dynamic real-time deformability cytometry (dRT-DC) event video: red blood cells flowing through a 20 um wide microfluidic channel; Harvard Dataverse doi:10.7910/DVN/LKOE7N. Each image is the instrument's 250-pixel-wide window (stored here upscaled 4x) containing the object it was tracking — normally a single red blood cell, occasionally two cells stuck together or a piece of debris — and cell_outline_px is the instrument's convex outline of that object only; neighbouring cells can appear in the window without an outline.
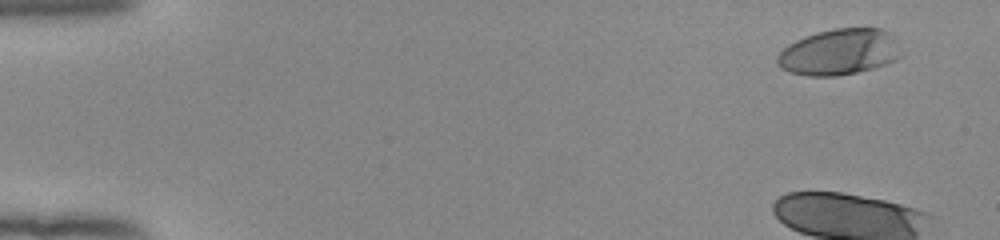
{"species": "human", "species_latin": "Homo sapiens", "temperature_condition": "room temperature", "stored_images_in_passage": 20, "camera_frame_rate_fps": 3000, "um_per_image_px": 0.085, "donor": {"sex": "female"}, "frame": {"image": 1, "passage_image": 4, "time_ms": 1.0, "image_size_px": [1000, 240], "cell_outline_px": [[900, 56], [896, 60], [888, 64], [856, 72], [836, 76], [808, 76], [788, 72], [780, 68], [776, 64], [776, 56], [788, 44], [804, 36], [816, 32], [832, 28], [880, 28], [888, 32]], "centroid_in_image_um": [71.24, 4.43], "position_along_channel_um": 13.8, "area_um2": 33.06}}